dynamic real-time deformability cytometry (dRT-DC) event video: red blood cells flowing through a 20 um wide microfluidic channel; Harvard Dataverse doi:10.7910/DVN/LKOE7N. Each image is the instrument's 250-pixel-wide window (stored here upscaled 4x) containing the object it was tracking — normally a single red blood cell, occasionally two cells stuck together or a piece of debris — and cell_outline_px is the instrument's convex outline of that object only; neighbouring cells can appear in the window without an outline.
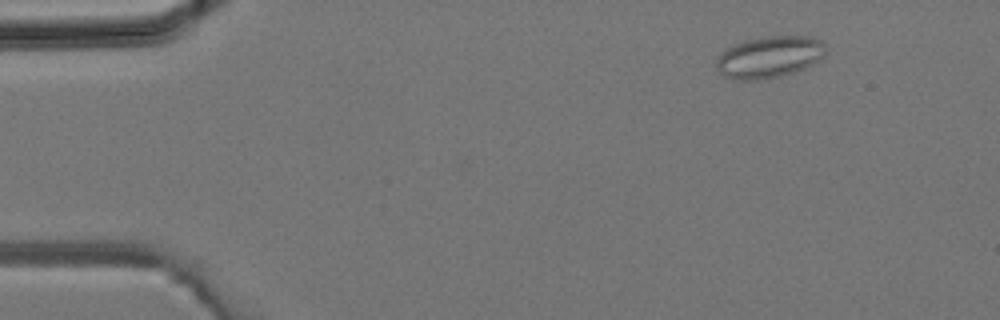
{"species": "common noctule bat (a hibernating species)", "species_latin": "Nyctalus noctula", "temperature_condition": "room temperature", "stored_images_in_passage": 3, "camera_frame_rate_fps": 3000, "um_per_image_px": 0.085, "animal": {"sex": "male", "body_mass_g": 19.2, "forearm_length_mm": 51.8}, "frame": {"image": 1, "passage_image": 1, "time_ms": 0.0, "image_size_px": [1000, 320], "cell_outline_px": [[824, 56], [820, 60], [796, 72], [780, 76], [756, 80], [736, 80], [724, 76], [716, 68], [716, 60], [728, 48], [744, 40], [760, 36], [812, 36], [820, 40], [824, 44]], "centroid_in_image_um": [65.41, 4.84], "position_along_channel_um": 19.6, "area_um2": 26.59}}